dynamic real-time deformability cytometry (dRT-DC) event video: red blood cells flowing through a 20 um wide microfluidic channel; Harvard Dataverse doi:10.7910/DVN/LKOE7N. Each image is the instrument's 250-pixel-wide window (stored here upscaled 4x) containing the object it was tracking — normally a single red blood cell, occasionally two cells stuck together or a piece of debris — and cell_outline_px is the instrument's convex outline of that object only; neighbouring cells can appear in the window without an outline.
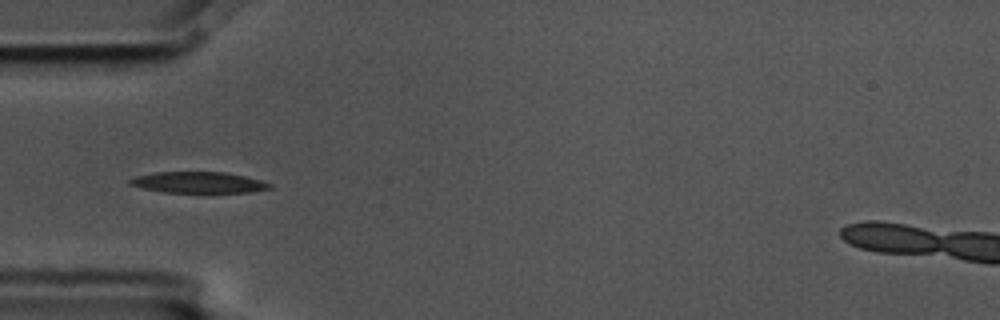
{"species": "common noctule bat (a hibernating species)", "species_latin": "Nyctalus noctula", "temperature_condition": "cold", "stored_images_in_passage": 14, "camera_frame_rate_fps": 3000, "um_per_image_px": 0.085, "animal": {"sex": "male", "body_mass_g": 17.5, "forearm_length_mm": 52.3}, "frame": {"image": 1, "passage_image": 3, "time_ms": 0.667, "image_size_px": [1000, 320], "cell_outline_px": [[272, 188], [248, 192], [164, 192], [144, 188], [128, 184], [128, 180], [136, 176], [156, 172], [228, 172], [260, 180], [272, 184]], "centroid_in_image_um": [16.87, 15.5], "position_along_channel_um": 68.1, "area_um2": 17.05}}
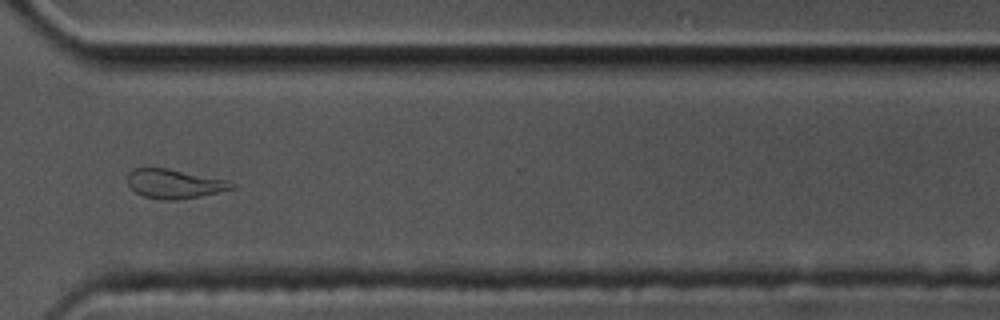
{"frame": {"image": 2, "passage_image": 10, "time_ms": 3.0, "image_size_px": [1000, 320], "cell_outline_px": [[236, 188], [200, 196], [176, 200], [160, 200], [144, 196], [136, 192], [128, 184], [128, 172], [132, 168], [164, 168], [228, 180], [236, 184]], "centroid_in_image_um": [14.83, 15.63], "position_along_channel_um": 355.8, "area_um2": 17.63}}